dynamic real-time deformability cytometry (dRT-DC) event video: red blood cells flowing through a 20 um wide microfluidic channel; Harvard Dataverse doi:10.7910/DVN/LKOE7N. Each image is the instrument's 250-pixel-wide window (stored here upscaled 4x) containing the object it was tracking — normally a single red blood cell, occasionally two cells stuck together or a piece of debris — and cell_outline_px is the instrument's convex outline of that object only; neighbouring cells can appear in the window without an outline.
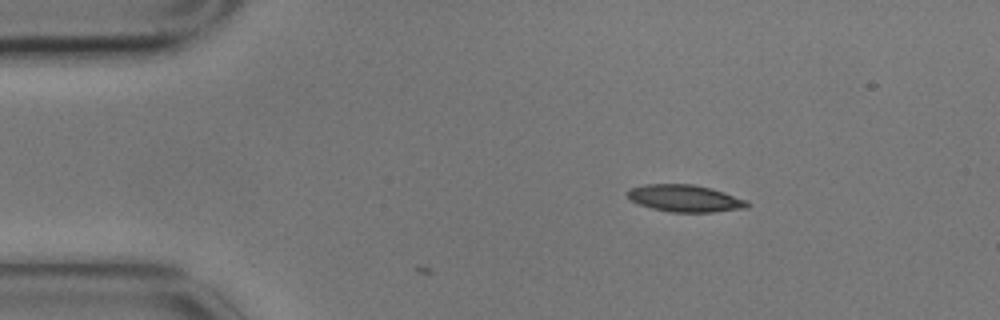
{"species": "common noctule bat (a hibernating species)", "species_latin": "Nyctalus noctula", "temperature_condition": "cold", "stored_images_in_passage": 4, "camera_frame_rate_fps": 3000, "um_per_image_px": 0.085, "animal": {"sex": "male", "body_mass_g": 17.9}, "frame": {"image": 1, "passage_image": 2, "time_ms": 0.333, "image_size_px": [1000, 320], "cell_outline_px": [[752, 204], [748, 208], [712, 212], [668, 212], [652, 208], [640, 204], [632, 200], [628, 196], [628, 188], [644, 184], [692, 184], [712, 188], [748, 200]], "centroid_in_image_um": [58.28, 16.86], "position_along_channel_um": 26.7, "area_um2": 19.02}}